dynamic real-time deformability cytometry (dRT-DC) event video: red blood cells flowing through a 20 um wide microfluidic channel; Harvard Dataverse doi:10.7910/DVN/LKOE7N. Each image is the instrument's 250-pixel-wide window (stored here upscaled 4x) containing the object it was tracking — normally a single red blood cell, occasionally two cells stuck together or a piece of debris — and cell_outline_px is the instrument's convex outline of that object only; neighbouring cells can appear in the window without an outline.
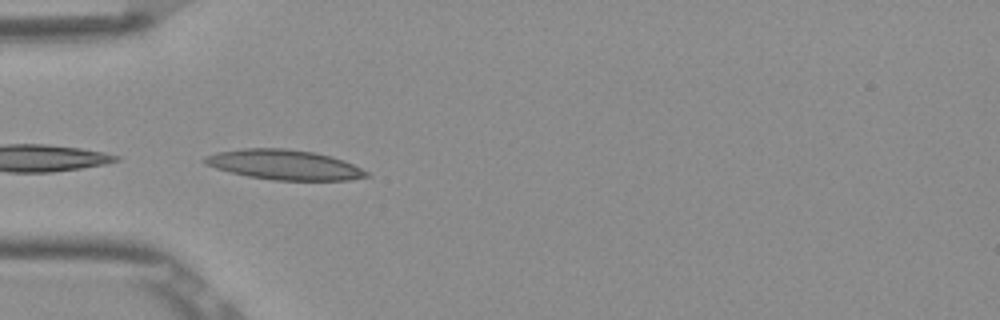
{"species": "Egyptian fruit bat (a non-hibernating species)", "species_latin": "Rousettus aegyptiacus", "temperature_condition": "room temperature", "stored_images_in_passage": 6, "camera_frame_rate_fps": 3000, "um_per_image_px": 0.085, "frame": {"image": 1, "passage_image": 5, "time_ms": 1.333, "image_size_px": [1000, 320], "cell_outline_px": [[372, 176], [348, 180], [272, 180], [248, 176], [216, 168], [204, 164], [200, 160], [204, 156], [216, 152], [244, 148], [288, 148], [316, 152], [332, 156], [344, 160], [368, 172]], "centroid_in_image_um": [24.15, 13.99], "position_along_channel_um": 60.8, "area_um2": 28.44}}
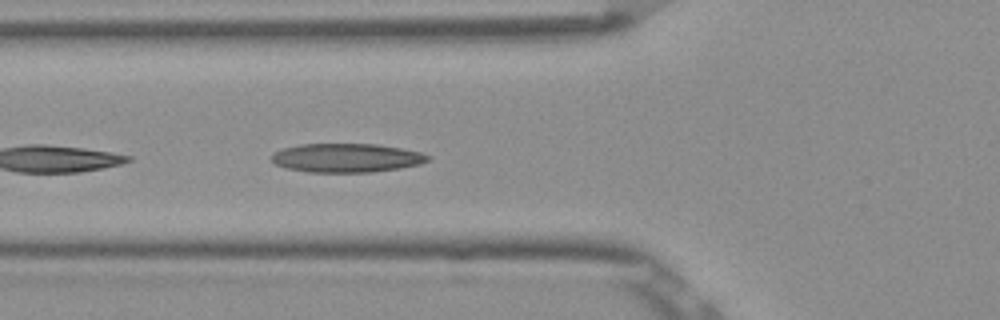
{"frame": {"image": 2, "passage_image": 6, "time_ms": 1.667, "image_size_px": [1000, 320], "cell_outline_px": [[432, 160], [420, 164], [400, 168], [368, 172], [308, 172], [288, 168], [276, 164], [272, 160], [272, 152], [284, 148], [300, 144], [376, 144], [400, 148], [420, 152], [432, 156]], "centroid_in_image_um": [29.49, 13.41], "position_along_channel_um": 96.3, "area_um2": 26.24}}